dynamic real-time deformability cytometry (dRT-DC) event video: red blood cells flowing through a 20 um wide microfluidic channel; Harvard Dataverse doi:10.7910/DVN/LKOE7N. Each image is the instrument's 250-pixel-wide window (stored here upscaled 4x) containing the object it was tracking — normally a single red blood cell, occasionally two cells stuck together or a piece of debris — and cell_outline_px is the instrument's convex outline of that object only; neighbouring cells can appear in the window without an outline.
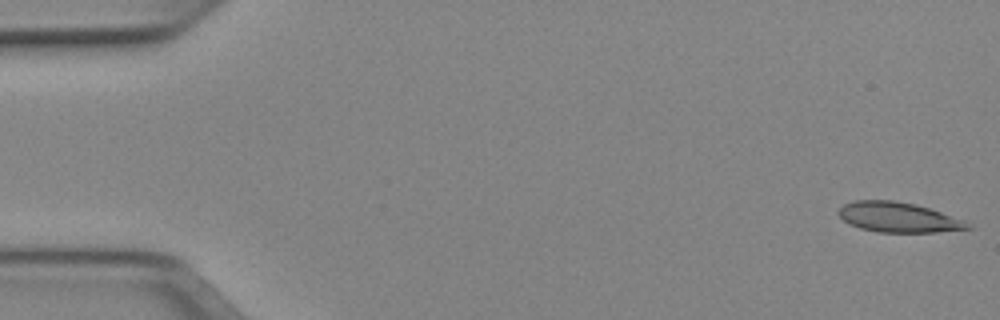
{"species": "Egyptian fruit bat (a non-hibernating species)", "species_latin": "Rousettus aegyptiacus", "temperature_condition": "cold", "stored_images_in_passage": 16, "camera_frame_rate_fps": 3000, "um_per_image_px": 0.085, "animal": {"sex": "female"}, "frame": {"image": 1, "passage_image": 1, "time_ms": 0.0, "image_size_px": [1000, 320], "cell_outline_px": [[972, 228], [936, 232], [876, 232], [860, 228], [848, 224], [836, 212], [844, 204], [852, 200], [892, 200], [916, 204], [964, 220]], "centroid_in_image_um": [76.3, 18.46], "position_along_channel_um": 8.7, "area_um2": 22.48}}
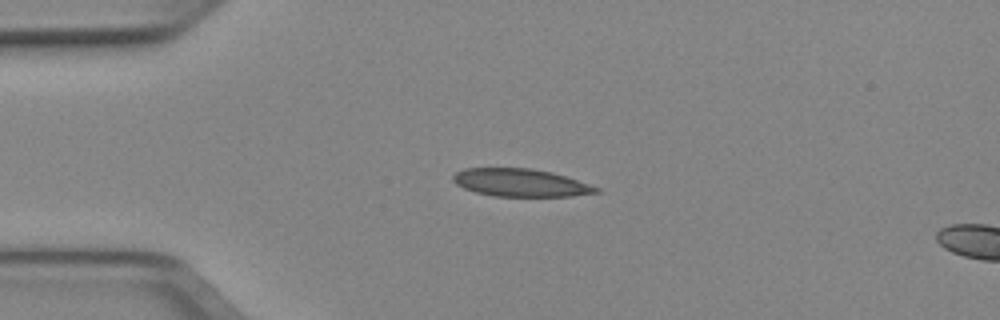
{"frame": {"image": 2, "passage_image": 12, "time_ms": 3.667, "image_size_px": [1000, 320], "cell_outline_px": [[600, 192], [572, 196], [492, 196], [476, 192], [464, 188], [456, 184], [452, 180], [452, 176], [456, 172], [464, 168], [532, 168], [552, 172], [600, 188]], "centroid_in_image_um": [44.21, 15.52], "position_along_channel_um": 40.8, "area_um2": 23.06}}